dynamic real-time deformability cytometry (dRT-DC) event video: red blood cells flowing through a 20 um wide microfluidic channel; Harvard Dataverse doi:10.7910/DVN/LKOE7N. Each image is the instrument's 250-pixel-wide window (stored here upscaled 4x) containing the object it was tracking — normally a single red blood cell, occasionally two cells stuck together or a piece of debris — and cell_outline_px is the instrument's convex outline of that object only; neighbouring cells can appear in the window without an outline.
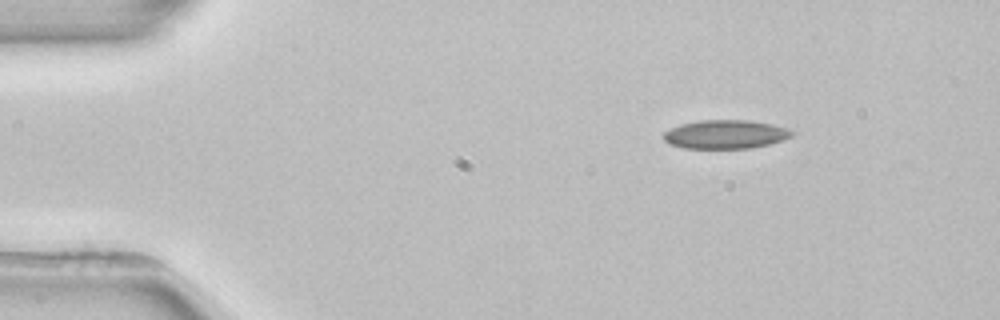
{"species": "common noctule bat (a hibernating species)", "species_latin": "Nyctalus noctula", "temperature_condition": "room temperature", "stored_images_in_passage": 5, "camera_frame_rate_fps": 3000, "um_per_image_px": 0.085, "animal": {"sex": "female", "body_mass_g": 22.7, "forearm_length_mm": 54.2}, "frame": {"image": 1, "passage_image": 5, "time_ms": 4.667, "image_size_px": [1000, 320], "cell_outline_px": [[796, 132], [792, 136], [784, 140], [752, 148], [684, 148], [668, 144], [664, 140], [664, 132], [680, 124], [700, 120], [752, 120], [772, 124], [788, 128]], "centroid_in_image_um": [61.7, 11.41], "position_along_channel_um": 23.3, "area_um2": 21.62}}